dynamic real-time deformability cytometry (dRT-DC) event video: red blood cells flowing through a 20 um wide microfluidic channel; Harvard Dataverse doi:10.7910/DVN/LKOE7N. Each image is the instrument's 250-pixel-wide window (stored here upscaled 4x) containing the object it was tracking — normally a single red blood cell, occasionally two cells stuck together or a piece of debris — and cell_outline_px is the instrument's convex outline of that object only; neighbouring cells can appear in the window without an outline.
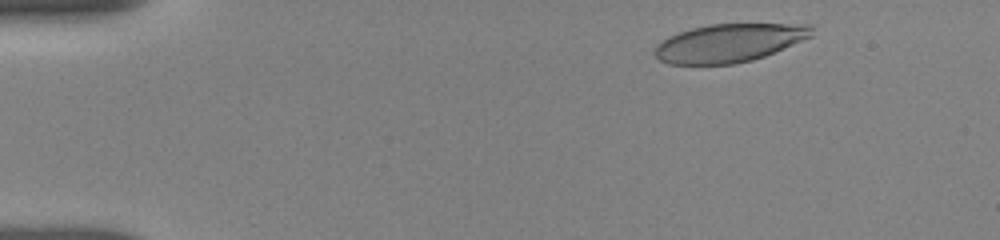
{"species": "human", "species_latin": "Homo sapiens", "temperature_condition": "room temperature", "stored_images_in_passage": 44, "camera_frame_rate_fps": 3000, "um_per_image_px": 0.085, "donor": {"sex": "female"}, "frame": {"image": 1, "passage_image": 4, "time_ms": 1.0, "image_size_px": [1000, 240], "cell_outline_px": [[812, 36], [764, 56], [752, 60], [732, 64], [668, 64], [660, 60], [656, 56], [656, 44], [668, 36], [692, 28], [708, 24], [812, 24]], "centroid_in_image_um": [61.97, 3.64], "position_along_channel_um": 23.0, "area_um2": 34.74}}
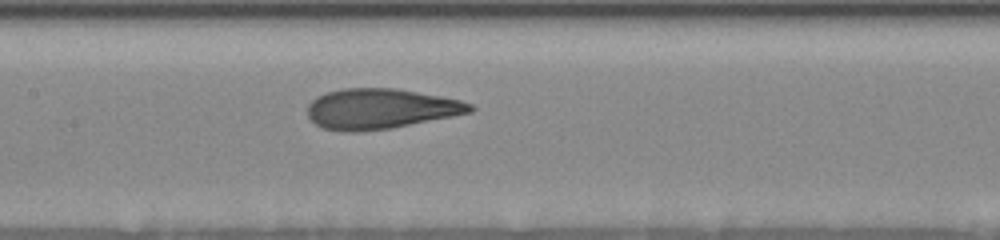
{"frame": {"image": 2, "passage_image": 25, "time_ms": 7.333, "image_size_px": [1000, 240], "cell_outline_px": [[476, 108], [472, 112], [452, 116], [388, 128], [352, 132], [324, 128], [316, 124], [308, 116], [308, 104], [316, 96], [328, 92], [344, 88], [396, 88], [440, 96], [460, 100], [472, 104]], "centroid_in_image_um": [32.34, 9.23], "position_along_channel_um": 175.1, "area_um2": 37.69}}
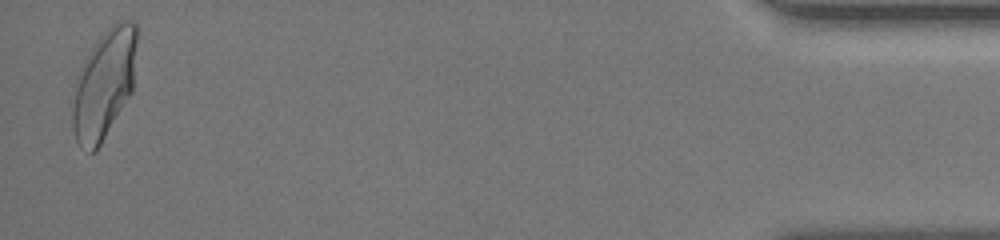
{"frame": {"image": 3, "passage_image": 44, "time_ms": 16.0, "image_size_px": [1000, 240], "cell_outline_px": [[140, 28], [132, 92], [100, 144], [92, 152], [88, 152], [80, 148], [76, 140], [72, 128], [72, 108], [76, 76], [80, 68], [92, 48], [100, 36], [112, 24], [124, 20], [132, 20]], "centroid_in_image_um": [8.88, 7.11], "position_along_channel_um": 426.3, "area_um2": 41.15}, "authors_computed_cell_mechanics": {"area_um2": 37.5989, "velocity_mm_per_s": 3.814, "shape_relaxation_time_tau1_ms": 4.862, "shape_relaxation_time_tau2_ms": 1.002, "deformation_change_tau1": 0.1913, "deformation_change_tau2": 0.0762}}